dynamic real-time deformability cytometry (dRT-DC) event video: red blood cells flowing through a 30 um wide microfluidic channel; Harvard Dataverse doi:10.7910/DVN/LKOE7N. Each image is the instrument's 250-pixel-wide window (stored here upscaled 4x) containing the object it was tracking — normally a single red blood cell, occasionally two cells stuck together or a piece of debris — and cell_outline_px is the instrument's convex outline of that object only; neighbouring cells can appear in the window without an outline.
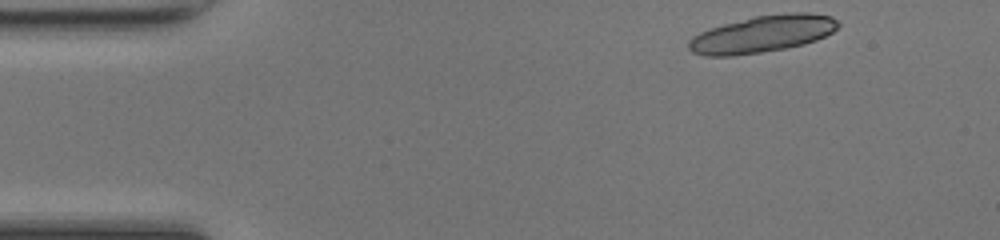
{"species": "common noctule bat (a hibernating species)", "species_latin": "Nyctalus noctula", "temperature_condition": "room temperature", "stored_images_in_passage": 14, "camera_frame_rate_fps": 3000, "um_per_image_px": 0.085, "animal": {"sex": "female", "body_mass_g": 17.0, "forearm_length_mm": 48.0}, "frame": {"image": 1, "passage_image": 1, "time_ms": 0.0, "image_size_px": [1000, 240], "cell_outline_px": [[840, 24], [832, 32], [816, 40], [804, 44], [784, 48], [760, 52], [732, 56], [704, 56], [692, 52], [688, 48], [688, 40], [692, 36], [700, 32], [724, 24], [756, 16], [792, 12], [808, 12], [832, 16]], "centroid_in_image_um": [64.79, 2.89], "position_along_channel_um": 20.2, "area_um2": 31.96}}